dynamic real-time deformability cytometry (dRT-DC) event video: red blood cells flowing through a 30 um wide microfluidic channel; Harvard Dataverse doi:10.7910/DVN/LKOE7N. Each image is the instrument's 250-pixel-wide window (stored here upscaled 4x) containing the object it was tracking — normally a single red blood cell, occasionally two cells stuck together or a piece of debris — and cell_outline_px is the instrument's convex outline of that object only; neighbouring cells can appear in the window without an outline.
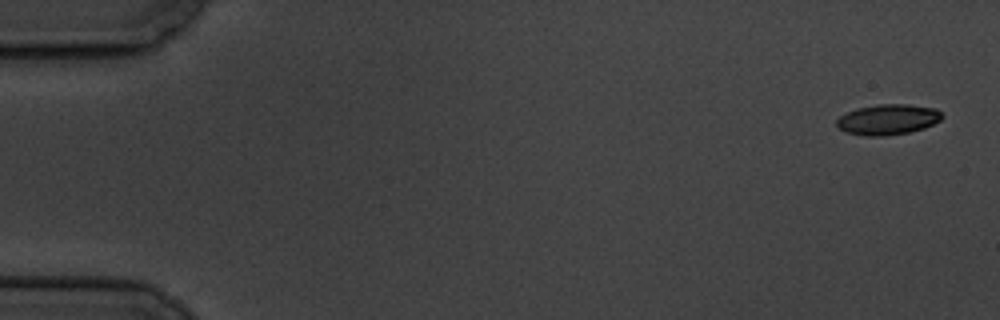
{"species": "common noctule bat (a hibernating species)", "species_latin": "Nyctalus noctula", "temperature_condition": "cold", "stored_images_in_passage": 7, "camera_frame_rate_fps": 3000, "um_per_image_px": 0.085, "animal": {"sex": "male", "body_mass_g": 19.5, "forearm_length_mm": 54.6}, "frame": {"image": 1, "passage_image": 1, "time_ms": 0.0, "image_size_px": [1000, 320], "cell_outline_px": [[944, 116], [940, 120], [924, 128], [908, 132], [884, 136], [864, 136], [844, 132], [836, 124], [836, 120], [840, 116], [856, 108], [876, 104], [908, 104], [936, 108]], "centroid_in_image_um": [75.45, 10.15], "position_along_channel_um": 9.5, "area_um2": 18.79}}
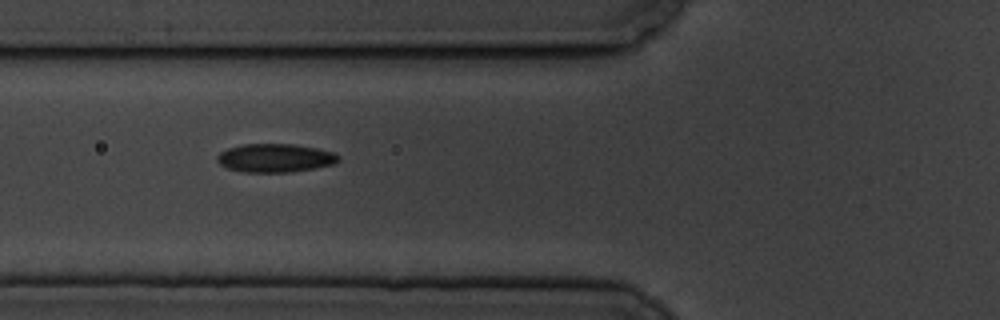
{"frame": {"image": 2, "passage_image": 6, "time_ms": 6.667, "image_size_px": [1000, 320], "cell_outline_px": [[340, 160], [332, 164], [312, 168], [288, 172], [244, 172], [228, 168], [220, 164], [216, 160], [216, 156], [220, 152], [228, 148], [244, 144], [292, 144], [316, 148], [336, 152], [340, 156]], "centroid_in_image_um": [23.38, 13.42], "position_along_channel_um": 102.4, "area_um2": 20.06}}
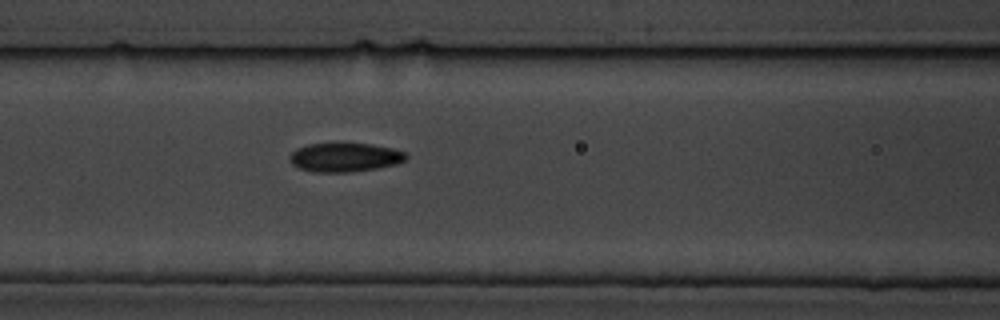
{"frame": {"image": 3, "passage_image": 7, "time_ms": 7.667, "image_size_px": [1000, 320], "cell_outline_px": [[408, 156], [404, 160], [396, 164], [376, 168], [348, 172], [312, 172], [300, 168], [292, 164], [288, 156], [296, 148], [308, 144], [372, 144], [392, 148], [404, 152]], "centroid_in_image_um": [29.28, 13.37], "position_along_channel_um": 137.3, "area_um2": 19.42}}